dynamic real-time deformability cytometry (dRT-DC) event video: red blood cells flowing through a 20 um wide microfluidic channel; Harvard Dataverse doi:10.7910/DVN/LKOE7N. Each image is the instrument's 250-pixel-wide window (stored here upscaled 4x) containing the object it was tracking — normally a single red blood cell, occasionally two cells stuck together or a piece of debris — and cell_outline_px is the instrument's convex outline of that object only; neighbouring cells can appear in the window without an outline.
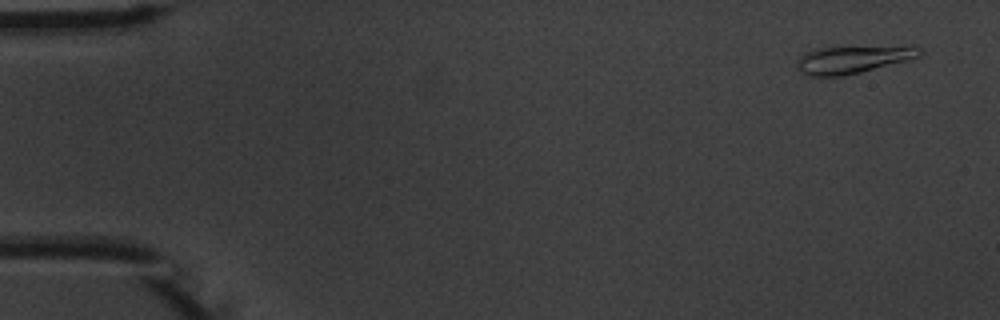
{"species": "common noctule bat (a hibernating species)", "species_latin": "Nyctalus noctula", "temperature_condition": "warm", "stored_images_in_passage": 6, "camera_frame_rate_fps": 3000, "um_per_image_px": 0.085, "animal": {"sex": "male", "body_mass_g": 20.1, "forearm_length_mm": 53.5}, "frame": {"image": 1, "passage_image": 1, "time_ms": 0.0, "image_size_px": [1000, 320], "cell_outline_px": [[924, 52], [920, 56], [908, 60], [844, 76], [808, 76], [800, 72], [796, 60], [800, 56], [808, 52], [820, 48], [920, 48]], "centroid_in_image_um": [72.39, 5.11], "position_along_channel_um": 12.6, "area_um2": 18.73}}
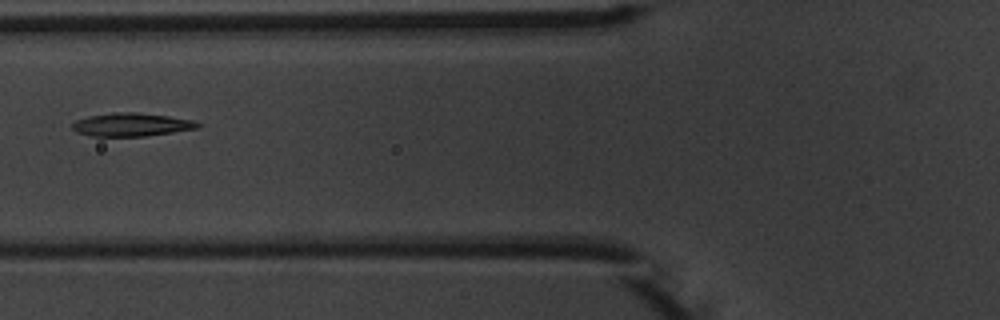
{"frame": {"image": 2, "passage_image": 6, "time_ms": 6.0, "image_size_px": [1000, 320], "cell_outline_px": [[200, 128], [144, 136], [92, 136], [76, 132], [72, 128], [72, 124], [76, 120], [88, 116], [116, 112], [136, 112], [168, 116], [192, 120], [200, 124]], "centroid_in_image_um": [11.16, 10.59], "position_along_channel_um": 114.6, "area_um2": 16.88}}